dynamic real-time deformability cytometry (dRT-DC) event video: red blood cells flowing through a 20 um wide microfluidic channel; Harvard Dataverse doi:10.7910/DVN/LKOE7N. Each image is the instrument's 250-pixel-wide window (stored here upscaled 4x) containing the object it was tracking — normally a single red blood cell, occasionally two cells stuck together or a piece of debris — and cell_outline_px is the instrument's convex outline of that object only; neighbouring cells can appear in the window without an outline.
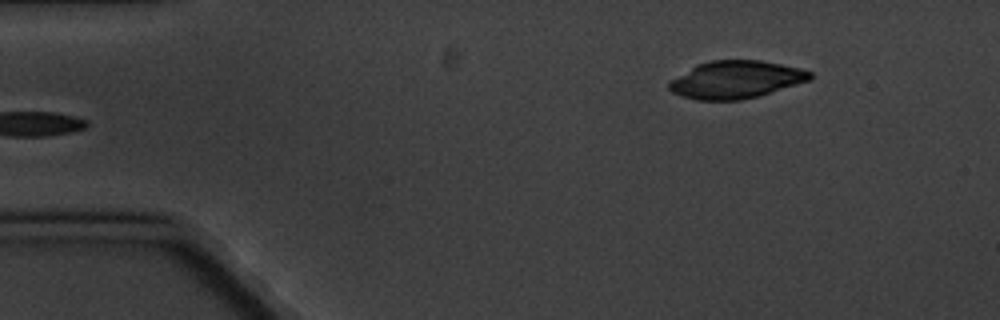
{"species": "common noctule bat (a hibernating species)", "species_latin": "Nyctalus noctula", "temperature_condition": "cold", "stored_images_in_passage": 4, "camera_frame_rate_fps": 3000, "um_per_image_px": 0.085, "animal": {"sex": "male", "body_mass_g": 20.1, "forearm_length_mm": 53.5}, "frame": {"image": 1, "passage_image": 4, "time_ms": 3.333, "image_size_px": [1000, 320], "cell_outline_px": [[812, 80], [760, 96], [740, 100], [696, 100], [680, 96], [672, 92], [668, 88], [668, 84], [672, 80], [696, 64], [712, 60], [760, 60], [800, 68], [812, 72]], "centroid_in_image_um": [62.58, 6.78], "position_along_channel_um": 22.4, "area_um2": 30.98}}